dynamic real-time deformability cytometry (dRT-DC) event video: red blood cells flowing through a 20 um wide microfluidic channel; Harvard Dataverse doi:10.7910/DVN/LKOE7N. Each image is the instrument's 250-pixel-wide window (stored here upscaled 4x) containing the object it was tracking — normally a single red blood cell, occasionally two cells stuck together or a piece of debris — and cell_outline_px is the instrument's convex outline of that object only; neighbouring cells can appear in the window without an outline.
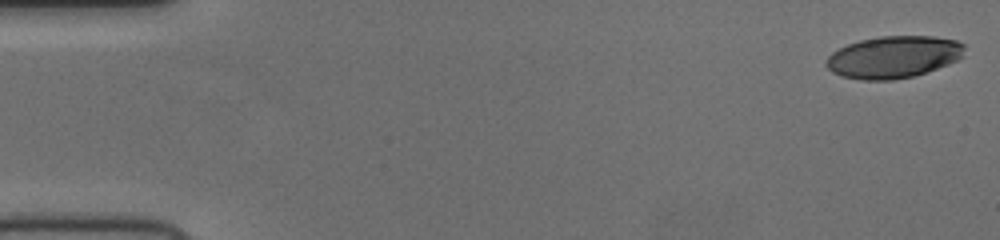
{"species": "human", "species_latin": "Homo sapiens", "temperature_condition": "cold", "stored_images_in_passage": 52, "camera_frame_rate_fps": 3000, "um_per_image_px": 0.085, "donor": {"sex": "female"}, "frame": {"image": 1, "passage_image": 1, "time_ms": 0.0, "image_size_px": [1000, 240], "cell_outline_px": [[964, 56], [948, 64], [912, 76], [892, 80], [860, 80], [840, 76], [832, 72], [824, 64], [824, 60], [832, 52], [848, 44], [860, 40], [880, 36], [932, 36], [956, 40], [964, 44]], "centroid_in_image_um": [75.91, 4.84], "position_along_channel_um": 9.1, "area_um2": 33.93}}
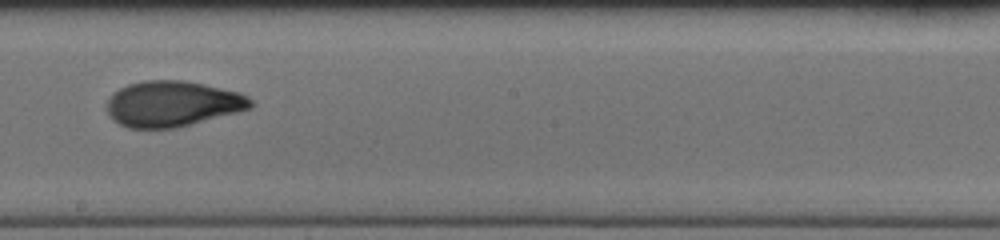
{"frame": {"image": 2, "passage_image": 30, "time_ms": 9.667, "image_size_px": [1000, 240], "cell_outline_px": [[256, 104], [252, 108], [176, 128], [128, 128], [112, 120], [108, 116], [108, 100], [112, 92], [128, 84], [144, 80], [184, 80], [204, 84], [240, 92], [248, 96]], "centroid_in_image_um": [14.67, 8.82], "position_along_channel_um": 233.5, "area_um2": 38.49}}
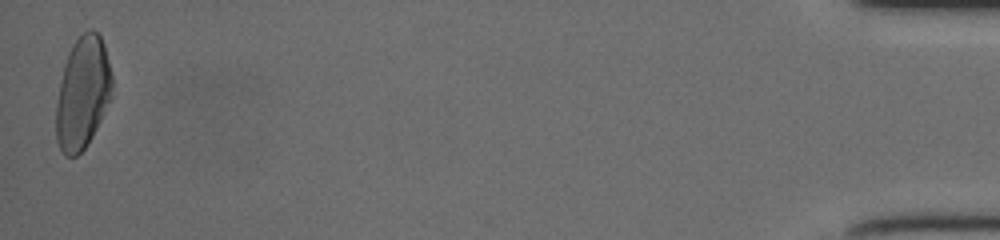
{"frame": {"image": 3, "passage_image": 52, "time_ms": 17.0, "image_size_px": [1000, 240], "cell_outline_px": [[112, 96], [92, 136], [84, 148], [76, 156], [64, 156], [56, 140], [56, 104], [64, 64], [68, 52], [72, 44], [88, 28], [92, 28], [100, 36], [104, 44], [112, 76]], "centroid_in_image_um": [7.02, 7.89], "position_along_channel_um": 428.2, "area_um2": 36.47}}